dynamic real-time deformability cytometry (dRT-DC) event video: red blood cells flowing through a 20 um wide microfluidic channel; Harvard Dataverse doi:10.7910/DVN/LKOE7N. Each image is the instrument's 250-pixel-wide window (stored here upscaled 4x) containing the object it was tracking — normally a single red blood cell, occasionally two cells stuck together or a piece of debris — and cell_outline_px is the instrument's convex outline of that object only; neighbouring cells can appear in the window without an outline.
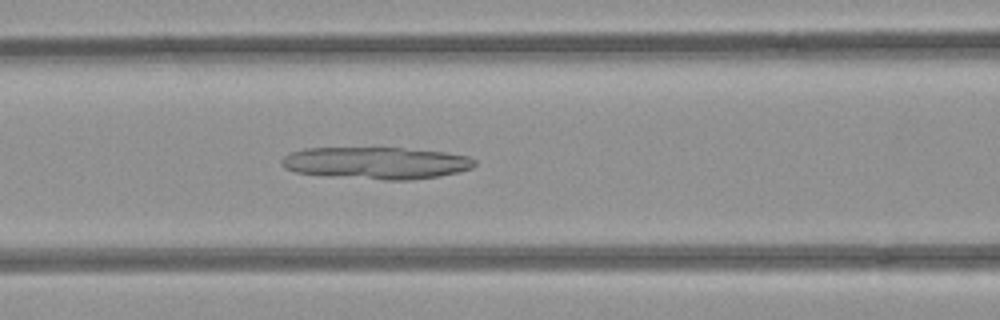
{"species": "common noctule bat (a hibernating species)", "species_latin": "Nyctalus noctula", "temperature_condition": "room temperature", "stored_images_in_passage": 41, "camera_frame_rate_fps": 3000, "um_per_image_px": 0.085, "animal": {"sex": "female", "body_mass_g": 21.9}, "frame": {"image": 1, "passage_image": 11, "time_ms": 3.333, "image_size_px": [1000, 320], "cell_outline_px": [[476, 164], [472, 168], [460, 172], [440, 176], [412, 180], [384, 180], [324, 176], [296, 172], [284, 168], [280, 164], [280, 160], [284, 156], [292, 152], [304, 148], [400, 148], [444, 152], [468, 156], [476, 160]], "centroid_in_image_um": [31.97, 13.86], "position_along_channel_um": 134.6, "area_um2": 36.36}}
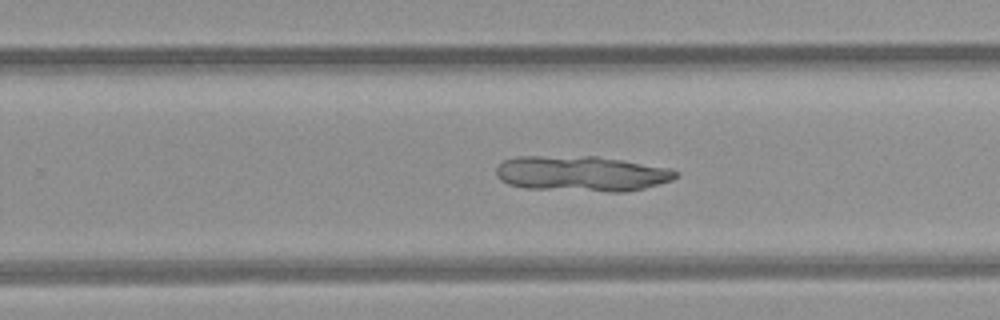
{"frame": {"image": 2, "passage_image": 22, "time_ms": 7.0, "image_size_px": [1000, 320], "cell_outline_px": [[680, 176], [672, 180], [644, 188], [628, 192], [608, 192], [524, 188], [508, 184], [500, 180], [496, 176], [496, 168], [504, 160], [516, 156], [596, 156], [624, 160], [672, 168], [680, 172]], "centroid_in_image_um": [49.47, 14.76], "position_along_channel_um": 280.3, "area_um2": 37.69}}
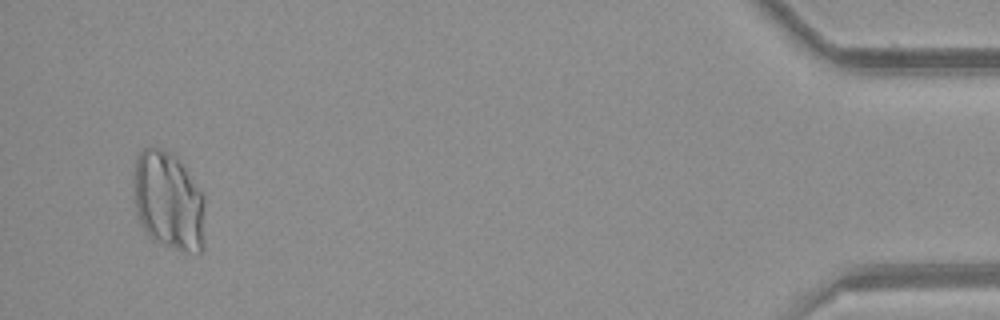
{"frame": {"image": 3, "passage_image": 39, "time_ms": 12.667, "image_size_px": [1000, 320], "cell_outline_px": [[204, 248], [196, 256], [180, 252], [152, 240], [148, 236], [140, 224], [136, 212], [132, 196], [132, 180], [136, 156], [148, 144], [152, 144], [172, 152], [184, 164], [204, 192]], "centroid_in_image_um": [14.32, 17.06], "position_along_channel_um": 420.9, "area_um2": 43.23}}